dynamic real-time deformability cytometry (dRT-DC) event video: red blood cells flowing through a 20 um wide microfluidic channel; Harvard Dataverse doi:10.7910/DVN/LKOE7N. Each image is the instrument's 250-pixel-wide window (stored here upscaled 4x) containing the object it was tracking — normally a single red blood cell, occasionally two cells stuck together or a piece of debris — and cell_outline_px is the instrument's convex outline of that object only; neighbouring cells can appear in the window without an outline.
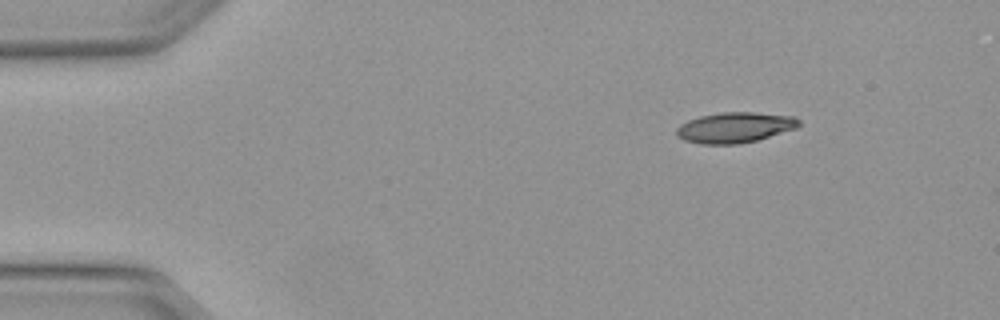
{"species": "Egyptian fruit bat (a non-hibernating species)", "species_latin": "Rousettus aegyptiacus", "temperature_condition": "warm", "stored_images_in_passage": 2, "camera_frame_rate_fps": 3000, "um_per_image_px": 0.085, "animal": {"sex": "female"}, "frame": {"image": 1, "passage_image": 1, "time_ms": 0.0, "image_size_px": [1000, 320], "cell_outline_px": [[800, 124], [796, 128], [756, 140], [736, 144], [700, 144], [684, 140], [676, 136], [676, 128], [680, 124], [688, 120], [700, 116], [724, 112], [752, 112], [796, 116], [800, 120]], "centroid_in_image_um": [62.44, 10.83], "position_along_channel_um": 22.6, "area_um2": 21.73}}